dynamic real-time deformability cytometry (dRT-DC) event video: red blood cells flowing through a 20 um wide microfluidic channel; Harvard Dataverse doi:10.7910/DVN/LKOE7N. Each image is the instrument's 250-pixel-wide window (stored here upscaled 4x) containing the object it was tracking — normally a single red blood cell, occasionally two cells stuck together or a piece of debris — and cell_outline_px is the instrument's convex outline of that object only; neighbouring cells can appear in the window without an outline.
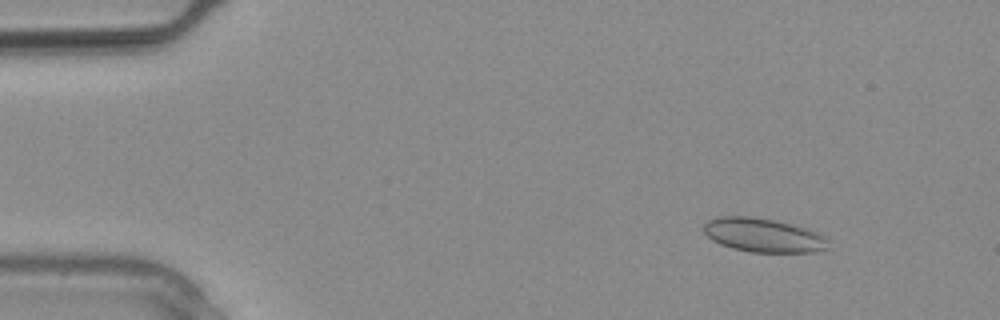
{"species": "common noctule bat (a hibernating species)", "species_latin": "Nyctalus noctula", "temperature_condition": "warm", "stored_images_in_passage": 10, "camera_frame_rate_fps": 3000, "um_per_image_px": 0.085, "animal": {"sex": "male", "body_mass_g": 20.4}, "frame": {"image": 1, "passage_image": 1, "time_ms": 0.0, "image_size_px": [1000, 320], "cell_outline_px": [[832, 240], [828, 248], [812, 252], [752, 252], [732, 248], [720, 244], [712, 240], [704, 232], [704, 224], [708, 220], [720, 216], [748, 216], [772, 220], [804, 228], [828, 236]], "centroid_in_image_um": [64.91, 20.0], "position_along_channel_um": 20.1, "area_um2": 24.57}}
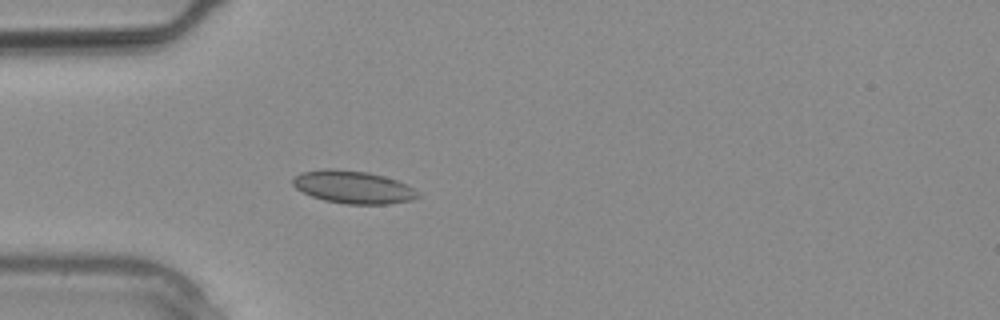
{"frame": {"image": 2, "passage_image": 6, "time_ms": 1.667, "image_size_px": [1000, 320], "cell_outline_px": [[420, 196], [412, 200], [388, 204], [344, 204], [324, 200], [312, 196], [296, 188], [292, 184], [292, 180], [300, 172], [324, 168], [332, 168], [368, 172], [384, 176], [408, 184], [420, 192]], "centroid_in_image_um": [30.04, 15.9], "position_along_channel_um": 55.0, "area_um2": 24.04}}
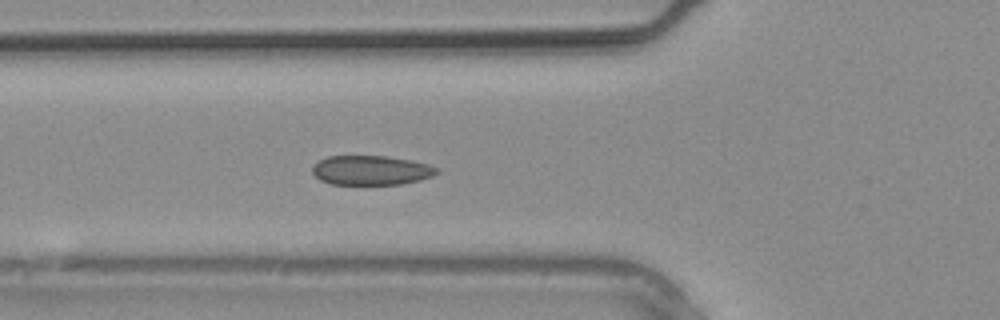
{"frame": {"image": 3, "passage_image": 8, "time_ms": 2.333, "image_size_px": [1000, 320], "cell_outline_px": [[440, 172], [432, 176], [420, 180], [400, 184], [332, 184], [320, 180], [312, 172], [312, 168], [320, 160], [328, 156], [384, 156], [412, 160], [428, 164], [440, 168]], "centroid_in_image_um": [31.59, 14.47], "position_along_channel_um": 94.2, "area_um2": 21.33}}